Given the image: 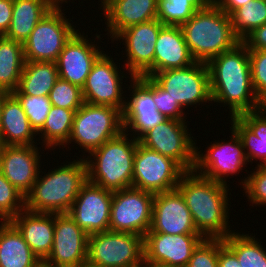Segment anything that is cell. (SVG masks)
<instances>
[{"label":"cell","instance_id":"obj_1","mask_svg":"<svg viewBox=\"0 0 266 267\" xmlns=\"http://www.w3.org/2000/svg\"><path fill=\"white\" fill-rule=\"evenodd\" d=\"M207 66L212 102L228 106V119L264 107L252 85L249 50L243 41L212 58Z\"/></svg>","mask_w":266,"mask_h":267},{"label":"cell","instance_id":"obj_2","mask_svg":"<svg viewBox=\"0 0 266 267\" xmlns=\"http://www.w3.org/2000/svg\"><path fill=\"white\" fill-rule=\"evenodd\" d=\"M229 187L205 178L194 170L186 171L181 177L177 189L184 197L193 223L203 238L224 239L236 231L231 230L229 221L232 204V189Z\"/></svg>","mask_w":266,"mask_h":267},{"label":"cell","instance_id":"obj_3","mask_svg":"<svg viewBox=\"0 0 266 267\" xmlns=\"http://www.w3.org/2000/svg\"><path fill=\"white\" fill-rule=\"evenodd\" d=\"M57 165L47 173L41 167L32 189L25 196L26 210L55 214L69 212L82 186L88 181L87 165L85 159L79 156L72 162L68 159Z\"/></svg>","mask_w":266,"mask_h":267},{"label":"cell","instance_id":"obj_4","mask_svg":"<svg viewBox=\"0 0 266 267\" xmlns=\"http://www.w3.org/2000/svg\"><path fill=\"white\" fill-rule=\"evenodd\" d=\"M181 28L196 62L208 63L241 42L233 31L231 17L212 0H208Z\"/></svg>","mask_w":266,"mask_h":267},{"label":"cell","instance_id":"obj_5","mask_svg":"<svg viewBox=\"0 0 266 267\" xmlns=\"http://www.w3.org/2000/svg\"><path fill=\"white\" fill-rule=\"evenodd\" d=\"M138 142L123 131L93 150L84 158L88 181L112 192L132 187L134 156Z\"/></svg>","mask_w":266,"mask_h":267},{"label":"cell","instance_id":"obj_6","mask_svg":"<svg viewBox=\"0 0 266 267\" xmlns=\"http://www.w3.org/2000/svg\"><path fill=\"white\" fill-rule=\"evenodd\" d=\"M124 131L123 114L120 109L111 106L83 103L75 112L72 130L68 142L61 147L63 150L70 144H77L85 158L106 141L119 136ZM85 154V156H84Z\"/></svg>","mask_w":266,"mask_h":267},{"label":"cell","instance_id":"obj_7","mask_svg":"<svg viewBox=\"0 0 266 267\" xmlns=\"http://www.w3.org/2000/svg\"><path fill=\"white\" fill-rule=\"evenodd\" d=\"M87 263L96 267H143L144 237L114 231L88 235Z\"/></svg>","mask_w":266,"mask_h":267},{"label":"cell","instance_id":"obj_8","mask_svg":"<svg viewBox=\"0 0 266 267\" xmlns=\"http://www.w3.org/2000/svg\"><path fill=\"white\" fill-rule=\"evenodd\" d=\"M108 53L104 51L94 62L82 87L83 100L92 105L116 107L123 112L126 103L124 93L127 92L125 90L127 87L123 85L127 79L125 81L123 79L127 77L132 79L134 76L127 72L125 67L121 68ZM121 69L126 71V75Z\"/></svg>","mask_w":266,"mask_h":267},{"label":"cell","instance_id":"obj_9","mask_svg":"<svg viewBox=\"0 0 266 267\" xmlns=\"http://www.w3.org/2000/svg\"><path fill=\"white\" fill-rule=\"evenodd\" d=\"M151 78L185 110L213 103L207 63L195 62L186 68L163 70Z\"/></svg>","mask_w":266,"mask_h":267},{"label":"cell","instance_id":"obj_10","mask_svg":"<svg viewBox=\"0 0 266 267\" xmlns=\"http://www.w3.org/2000/svg\"><path fill=\"white\" fill-rule=\"evenodd\" d=\"M66 10L52 8L37 23L23 43L25 61L56 62L65 43L78 30L73 25V18L65 17Z\"/></svg>","mask_w":266,"mask_h":267},{"label":"cell","instance_id":"obj_11","mask_svg":"<svg viewBox=\"0 0 266 267\" xmlns=\"http://www.w3.org/2000/svg\"><path fill=\"white\" fill-rule=\"evenodd\" d=\"M230 131L231 136L227 142L225 139H221V142L219 139L215 140L207 145L205 153L200 150L201 146L196 145L194 167L197 174L229 186L228 177L230 179L233 175L243 172V168L249 164L240 137L232 128Z\"/></svg>","mask_w":266,"mask_h":267},{"label":"cell","instance_id":"obj_12","mask_svg":"<svg viewBox=\"0 0 266 267\" xmlns=\"http://www.w3.org/2000/svg\"><path fill=\"white\" fill-rule=\"evenodd\" d=\"M188 124V120L165 119L146 131L138 141L146 148L173 159L185 171H192L195 167L197 140L192 136Z\"/></svg>","mask_w":266,"mask_h":267},{"label":"cell","instance_id":"obj_13","mask_svg":"<svg viewBox=\"0 0 266 267\" xmlns=\"http://www.w3.org/2000/svg\"><path fill=\"white\" fill-rule=\"evenodd\" d=\"M185 172L173 159L138 142L134 156L132 187L153 194L174 190Z\"/></svg>","mask_w":266,"mask_h":267},{"label":"cell","instance_id":"obj_14","mask_svg":"<svg viewBox=\"0 0 266 267\" xmlns=\"http://www.w3.org/2000/svg\"><path fill=\"white\" fill-rule=\"evenodd\" d=\"M154 195L134 187L113 191L109 231L144 237L152 223Z\"/></svg>","mask_w":266,"mask_h":267},{"label":"cell","instance_id":"obj_15","mask_svg":"<svg viewBox=\"0 0 266 267\" xmlns=\"http://www.w3.org/2000/svg\"><path fill=\"white\" fill-rule=\"evenodd\" d=\"M164 25L154 19L149 22L133 25L122 30L111 42L124 45L122 67H125L134 77L152 76L154 74L155 42ZM117 41V42H116Z\"/></svg>","mask_w":266,"mask_h":267},{"label":"cell","instance_id":"obj_16","mask_svg":"<svg viewBox=\"0 0 266 267\" xmlns=\"http://www.w3.org/2000/svg\"><path fill=\"white\" fill-rule=\"evenodd\" d=\"M129 84L127 92L129 90L130 94L125 93L126 103L122 112L123 127L127 134L138 140L165 118L158 112L153 100V79L150 76L133 77Z\"/></svg>","mask_w":266,"mask_h":267},{"label":"cell","instance_id":"obj_17","mask_svg":"<svg viewBox=\"0 0 266 267\" xmlns=\"http://www.w3.org/2000/svg\"><path fill=\"white\" fill-rule=\"evenodd\" d=\"M101 35L96 33L94 39L91 40L87 34L85 36V33H81L78 28L65 43L56 60L59 78L82 89L94 62L104 52V48H101L99 42L95 44L99 40L102 42ZM93 40L94 42H92Z\"/></svg>","mask_w":266,"mask_h":267},{"label":"cell","instance_id":"obj_18","mask_svg":"<svg viewBox=\"0 0 266 267\" xmlns=\"http://www.w3.org/2000/svg\"><path fill=\"white\" fill-rule=\"evenodd\" d=\"M88 234L68 213H54V239L46 263L53 267H81L87 263Z\"/></svg>","mask_w":266,"mask_h":267},{"label":"cell","instance_id":"obj_19","mask_svg":"<svg viewBox=\"0 0 266 267\" xmlns=\"http://www.w3.org/2000/svg\"><path fill=\"white\" fill-rule=\"evenodd\" d=\"M113 192L87 181L68 214L88 235L109 231Z\"/></svg>","mask_w":266,"mask_h":267},{"label":"cell","instance_id":"obj_20","mask_svg":"<svg viewBox=\"0 0 266 267\" xmlns=\"http://www.w3.org/2000/svg\"><path fill=\"white\" fill-rule=\"evenodd\" d=\"M42 151L38 145H5L0 155V172L24 196L32 189L41 166H46L41 164Z\"/></svg>","mask_w":266,"mask_h":267},{"label":"cell","instance_id":"obj_21","mask_svg":"<svg viewBox=\"0 0 266 267\" xmlns=\"http://www.w3.org/2000/svg\"><path fill=\"white\" fill-rule=\"evenodd\" d=\"M148 232L199 234L185 199L177 188L154 195L152 223Z\"/></svg>","mask_w":266,"mask_h":267},{"label":"cell","instance_id":"obj_22","mask_svg":"<svg viewBox=\"0 0 266 267\" xmlns=\"http://www.w3.org/2000/svg\"><path fill=\"white\" fill-rule=\"evenodd\" d=\"M203 239L200 234L147 232L144 236V262L186 267L193 250Z\"/></svg>","mask_w":266,"mask_h":267},{"label":"cell","instance_id":"obj_23","mask_svg":"<svg viewBox=\"0 0 266 267\" xmlns=\"http://www.w3.org/2000/svg\"><path fill=\"white\" fill-rule=\"evenodd\" d=\"M98 5L111 41L122 30L157 19L158 0H101Z\"/></svg>","mask_w":266,"mask_h":267},{"label":"cell","instance_id":"obj_24","mask_svg":"<svg viewBox=\"0 0 266 267\" xmlns=\"http://www.w3.org/2000/svg\"><path fill=\"white\" fill-rule=\"evenodd\" d=\"M10 222L23 235L24 240L40 261H45L53 245L54 213H36L24 209Z\"/></svg>","mask_w":266,"mask_h":267},{"label":"cell","instance_id":"obj_25","mask_svg":"<svg viewBox=\"0 0 266 267\" xmlns=\"http://www.w3.org/2000/svg\"><path fill=\"white\" fill-rule=\"evenodd\" d=\"M231 127L240 137L251 164L266 166V106L230 118Z\"/></svg>","mask_w":266,"mask_h":267},{"label":"cell","instance_id":"obj_26","mask_svg":"<svg viewBox=\"0 0 266 267\" xmlns=\"http://www.w3.org/2000/svg\"><path fill=\"white\" fill-rule=\"evenodd\" d=\"M195 62L181 26H164L155 42L154 74L163 70L186 68Z\"/></svg>","mask_w":266,"mask_h":267},{"label":"cell","instance_id":"obj_27","mask_svg":"<svg viewBox=\"0 0 266 267\" xmlns=\"http://www.w3.org/2000/svg\"><path fill=\"white\" fill-rule=\"evenodd\" d=\"M0 134L4 145H39L37 133L31 127L21 103L12 93L2 104Z\"/></svg>","mask_w":266,"mask_h":267},{"label":"cell","instance_id":"obj_28","mask_svg":"<svg viewBox=\"0 0 266 267\" xmlns=\"http://www.w3.org/2000/svg\"><path fill=\"white\" fill-rule=\"evenodd\" d=\"M40 259L10 222L0 223V267H35Z\"/></svg>","mask_w":266,"mask_h":267},{"label":"cell","instance_id":"obj_29","mask_svg":"<svg viewBox=\"0 0 266 267\" xmlns=\"http://www.w3.org/2000/svg\"><path fill=\"white\" fill-rule=\"evenodd\" d=\"M51 9L47 0H13L12 19L3 36L23 44Z\"/></svg>","mask_w":266,"mask_h":267},{"label":"cell","instance_id":"obj_30","mask_svg":"<svg viewBox=\"0 0 266 267\" xmlns=\"http://www.w3.org/2000/svg\"><path fill=\"white\" fill-rule=\"evenodd\" d=\"M58 79L56 62L25 61L18 88L12 94L49 96Z\"/></svg>","mask_w":266,"mask_h":267},{"label":"cell","instance_id":"obj_31","mask_svg":"<svg viewBox=\"0 0 266 267\" xmlns=\"http://www.w3.org/2000/svg\"><path fill=\"white\" fill-rule=\"evenodd\" d=\"M77 110L52 106L43 127L37 132L38 142L42 149L51 151L61 149L71 134L74 115ZM43 144V145H42ZM57 147V148H56ZM59 147V148H58Z\"/></svg>","mask_w":266,"mask_h":267},{"label":"cell","instance_id":"obj_32","mask_svg":"<svg viewBox=\"0 0 266 267\" xmlns=\"http://www.w3.org/2000/svg\"><path fill=\"white\" fill-rule=\"evenodd\" d=\"M25 65L23 44L0 36V90L13 93Z\"/></svg>","mask_w":266,"mask_h":267},{"label":"cell","instance_id":"obj_33","mask_svg":"<svg viewBox=\"0 0 266 267\" xmlns=\"http://www.w3.org/2000/svg\"><path fill=\"white\" fill-rule=\"evenodd\" d=\"M223 242L237 256L242 267H266V248L255 234L237 230L225 237Z\"/></svg>","mask_w":266,"mask_h":267},{"label":"cell","instance_id":"obj_34","mask_svg":"<svg viewBox=\"0 0 266 267\" xmlns=\"http://www.w3.org/2000/svg\"><path fill=\"white\" fill-rule=\"evenodd\" d=\"M230 17L235 35L243 41L256 28L266 24V0H251Z\"/></svg>","mask_w":266,"mask_h":267},{"label":"cell","instance_id":"obj_35","mask_svg":"<svg viewBox=\"0 0 266 267\" xmlns=\"http://www.w3.org/2000/svg\"><path fill=\"white\" fill-rule=\"evenodd\" d=\"M208 0H158L157 19L164 26H182Z\"/></svg>","mask_w":266,"mask_h":267},{"label":"cell","instance_id":"obj_36","mask_svg":"<svg viewBox=\"0 0 266 267\" xmlns=\"http://www.w3.org/2000/svg\"><path fill=\"white\" fill-rule=\"evenodd\" d=\"M255 166V169L250 173L245 170L247 176H244V179L241 177V182L239 181L245 196L248 197L249 206L251 205L252 208L254 206H266V166Z\"/></svg>","mask_w":266,"mask_h":267},{"label":"cell","instance_id":"obj_37","mask_svg":"<svg viewBox=\"0 0 266 267\" xmlns=\"http://www.w3.org/2000/svg\"><path fill=\"white\" fill-rule=\"evenodd\" d=\"M25 209V196L0 172V220L10 221Z\"/></svg>","mask_w":266,"mask_h":267},{"label":"cell","instance_id":"obj_38","mask_svg":"<svg viewBox=\"0 0 266 267\" xmlns=\"http://www.w3.org/2000/svg\"><path fill=\"white\" fill-rule=\"evenodd\" d=\"M52 106L78 110L84 103L82 89L59 78L49 93Z\"/></svg>","mask_w":266,"mask_h":267},{"label":"cell","instance_id":"obj_39","mask_svg":"<svg viewBox=\"0 0 266 267\" xmlns=\"http://www.w3.org/2000/svg\"><path fill=\"white\" fill-rule=\"evenodd\" d=\"M21 103L31 127L37 133L44 125L52 104L48 96L14 95Z\"/></svg>","mask_w":266,"mask_h":267},{"label":"cell","instance_id":"obj_40","mask_svg":"<svg viewBox=\"0 0 266 267\" xmlns=\"http://www.w3.org/2000/svg\"><path fill=\"white\" fill-rule=\"evenodd\" d=\"M249 58L254 91L266 106V50H249Z\"/></svg>","mask_w":266,"mask_h":267},{"label":"cell","instance_id":"obj_41","mask_svg":"<svg viewBox=\"0 0 266 267\" xmlns=\"http://www.w3.org/2000/svg\"><path fill=\"white\" fill-rule=\"evenodd\" d=\"M153 100L156 104L158 112L165 119H176L181 121H186V113L184 108L175 101L169 93L163 90L154 80H153ZM186 113V114H185Z\"/></svg>","mask_w":266,"mask_h":267},{"label":"cell","instance_id":"obj_42","mask_svg":"<svg viewBox=\"0 0 266 267\" xmlns=\"http://www.w3.org/2000/svg\"><path fill=\"white\" fill-rule=\"evenodd\" d=\"M186 267H218V239L204 238L193 250Z\"/></svg>","mask_w":266,"mask_h":267},{"label":"cell","instance_id":"obj_43","mask_svg":"<svg viewBox=\"0 0 266 267\" xmlns=\"http://www.w3.org/2000/svg\"><path fill=\"white\" fill-rule=\"evenodd\" d=\"M243 42L248 50H266V24L256 28Z\"/></svg>","mask_w":266,"mask_h":267},{"label":"cell","instance_id":"obj_44","mask_svg":"<svg viewBox=\"0 0 266 267\" xmlns=\"http://www.w3.org/2000/svg\"><path fill=\"white\" fill-rule=\"evenodd\" d=\"M218 267H242L237 256L218 239Z\"/></svg>","mask_w":266,"mask_h":267},{"label":"cell","instance_id":"obj_45","mask_svg":"<svg viewBox=\"0 0 266 267\" xmlns=\"http://www.w3.org/2000/svg\"><path fill=\"white\" fill-rule=\"evenodd\" d=\"M13 11V0H0V36H3L10 26Z\"/></svg>","mask_w":266,"mask_h":267},{"label":"cell","instance_id":"obj_46","mask_svg":"<svg viewBox=\"0 0 266 267\" xmlns=\"http://www.w3.org/2000/svg\"><path fill=\"white\" fill-rule=\"evenodd\" d=\"M227 15H231L236 9L247 4L251 0H212Z\"/></svg>","mask_w":266,"mask_h":267},{"label":"cell","instance_id":"obj_47","mask_svg":"<svg viewBox=\"0 0 266 267\" xmlns=\"http://www.w3.org/2000/svg\"><path fill=\"white\" fill-rule=\"evenodd\" d=\"M48 1V4L50 5V7L51 8H56V9H62V8H64L63 6H62V4L64 3V4H68L71 0H47ZM72 1H74V0H72ZM76 1V0H75Z\"/></svg>","mask_w":266,"mask_h":267},{"label":"cell","instance_id":"obj_48","mask_svg":"<svg viewBox=\"0 0 266 267\" xmlns=\"http://www.w3.org/2000/svg\"><path fill=\"white\" fill-rule=\"evenodd\" d=\"M143 267H175V266L158 262H144Z\"/></svg>","mask_w":266,"mask_h":267},{"label":"cell","instance_id":"obj_49","mask_svg":"<svg viewBox=\"0 0 266 267\" xmlns=\"http://www.w3.org/2000/svg\"><path fill=\"white\" fill-rule=\"evenodd\" d=\"M10 93L0 90V121H1V112H2V104L4 102V99L9 95Z\"/></svg>","mask_w":266,"mask_h":267},{"label":"cell","instance_id":"obj_50","mask_svg":"<svg viewBox=\"0 0 266 267\" xmlns=\"http://www.w3.org/2000/svg\"><path fill=\"white\" fill-rule=\"evenodd\" d=\"M35 267H53L46 263L45 261H40Z\"/></svg>","mask_w":266,"mask_h":267},{"label":"cell","instance_id":"obj_51","mask_svg":"<svg viewBox=\"0 0 266 267\" xmlns=\"http://www.w3.org/2000/svg\"><path fill=\"white\" fill-rule=\"evenodd\" d=\"M4 142H3V139H2V135L0 134V155H1V153H2V151H3V148H4Z\"/></svg>","mask_w":266,"mask_h":267},{"label":"cell","instance_id":"obj_52","mask_svg":"<svg viewBox=\"0 0 266 267\" xmlns=\"http://www.w3.org/2000/svg\"><path fill=\"white\" fill-rule=\"evenodd\" d=\"M81 267H96V266H92V265H90V264H88V263H85V264L82 265Z\"/></svg>","mask_w":266,"mask_h":267}]
</instances>
